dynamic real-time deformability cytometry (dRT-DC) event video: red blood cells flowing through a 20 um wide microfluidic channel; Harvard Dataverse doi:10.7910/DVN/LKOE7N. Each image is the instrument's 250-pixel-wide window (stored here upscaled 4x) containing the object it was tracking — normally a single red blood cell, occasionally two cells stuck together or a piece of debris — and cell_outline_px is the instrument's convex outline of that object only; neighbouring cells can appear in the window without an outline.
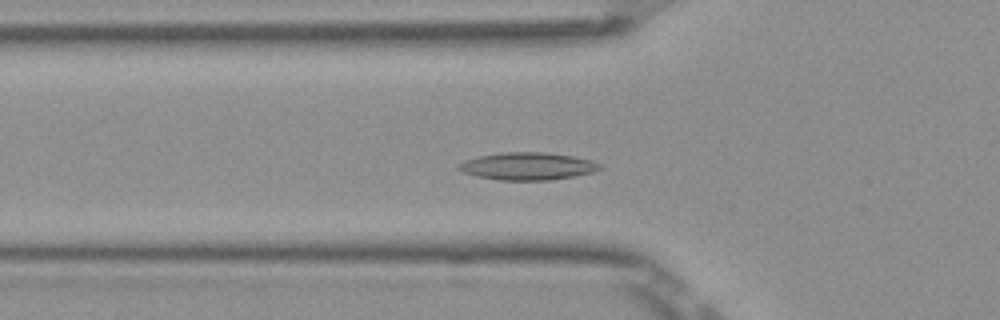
{"species": "Egyptian fruit bat (a non-hibernating species)", "species_latin": "Rousettus aegyptiacus", "temperature_condition": "room temperature", "stored_images_in_passage": 44, "camera_frame_rate_fps": 3000, "um_per_image_px": 0.085, "frame": {"image": 1, "passage_image": 9, "time_ms": 2.667, "image_size_px": [1000, 320], "cell_outline_px": [[604, 168], [592, 172], [572, 176], [548, 180], [500, 180], [476, 176], [464, 172], [456, 168], [464, 160], [480, 156], [500, 152], [548, 152], [572, 156], [592, 160], [600, 164]], "centroid_in_image_um": [44.85, 14.12], "position_along_channel_um": 80.9, "area_um2": 22.54}}
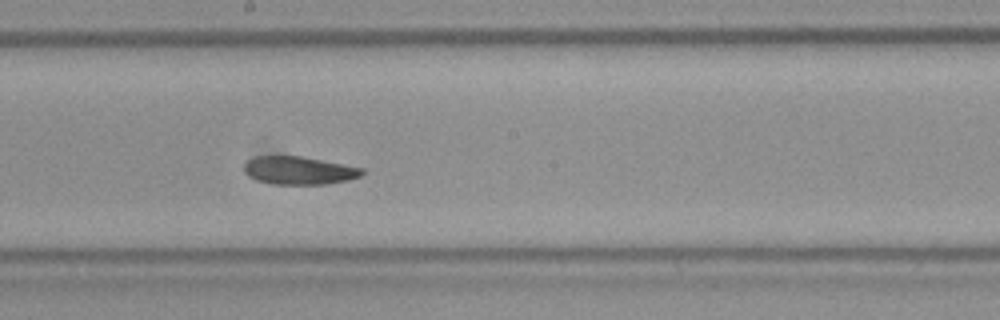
{"frame": {"image": 2, "passage_image": 20, "time_ms": 6.333, "image_size_px": [1000, 320], "cell_outline_px": [[364, 172], [360, 176], [348, 180], [324, 184], [276, 184], [256, 180], [248, 176], [244, 172], [244, 164], [248, 160], [256, 156], [300, 156], [364, 168]], "centroid_in_image_um": [25.4, 14.49], "position_along_channel_um": 222.8, "area_um2": 19.13}}
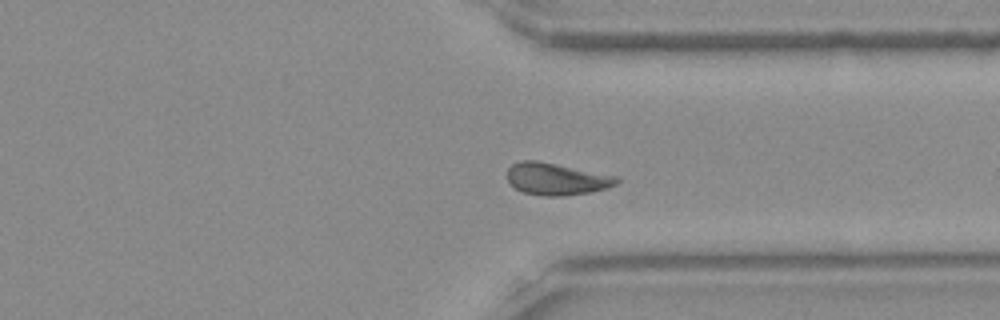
{"frame": {"image": 3, "passage_image": 31, "time_ms": 10.0, "image_size_px": [1000, 320], "cell_outline_px": [[620, 180], [616, 184], [608, 188], [588, 192], [564, 196], [544, 196], [524, 192], [516, 188], [508, 180], [508, 168], [512, 164], [520, 160], [536, 160], [620, 176]], "centroid_in_image_um": [47.34, 15.2], "position_along_channel_um": 364.1, "area_um2": 20.46}}